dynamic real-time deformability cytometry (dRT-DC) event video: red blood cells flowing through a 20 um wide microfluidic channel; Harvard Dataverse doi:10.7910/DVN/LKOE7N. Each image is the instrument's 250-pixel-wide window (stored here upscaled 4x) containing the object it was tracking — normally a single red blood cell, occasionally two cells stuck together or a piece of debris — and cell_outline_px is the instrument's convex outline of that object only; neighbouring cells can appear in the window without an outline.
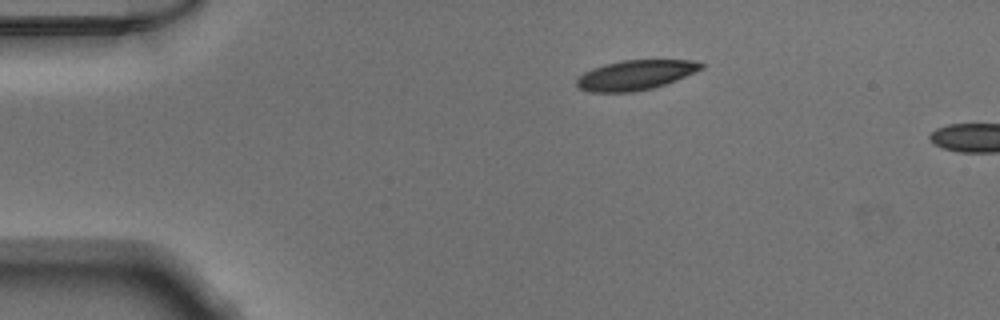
{"species": "Egyptian fruit bat (a non-hibernating species)", "species_latin": "Rousettus aegyptiacus", "temperature_condition": "warm", "stored_images_in_passage": 3, "camera_frame_rate_fps": 3000, "um_per_image_px": 0.085, "animal": {"sex": "male"}, "frame": {"image": 1, "passage_image": 1, "time_ms": 0.0, "image_size_px": [1000, 320], "cell_outline_px": [[704, 68], [696, 72], [676, 80], [652, 88], [632, 92], [588, 92], [580, 88], [576, 84], [576, 80], [584, 72], [592, 68], [604, 64], [624, 60], [692, 60], [704, 64]], "centroid_in_image_um": [54.01, 6.37], "position_along_channel_um": 31.0, "area_um2": 21.56}}